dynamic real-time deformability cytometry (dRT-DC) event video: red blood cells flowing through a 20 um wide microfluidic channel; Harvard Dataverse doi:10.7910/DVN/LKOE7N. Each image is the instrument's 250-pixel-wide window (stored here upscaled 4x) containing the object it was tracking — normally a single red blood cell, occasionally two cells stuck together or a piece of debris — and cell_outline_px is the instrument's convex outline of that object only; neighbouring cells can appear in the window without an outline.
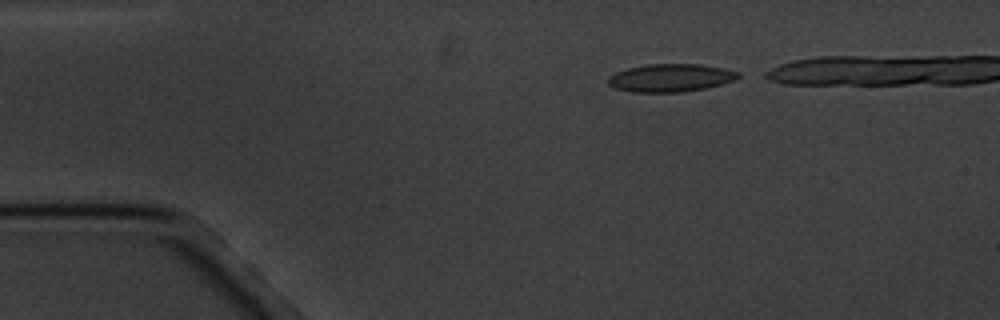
{"species": "common noctule bat (a hibernating species)", "species_latin": "Nyctalus noctula", "temperature_condition": "cold", "stored_images_in_passage": 3, "camera_frame_rate_fps": 3000, "um_per_image_px": 0.085, "animal": {"sex": "male", "body_mass_g": 20.1, "forearm_length_mm": 53.5}, "frame": {"image": 1, "passage_image": 1, "time_ms": 0.0, "image_size_px": [1000, 320], "cell_outline_px": [[740, 76], [732, 80], [720, 84], [704, 88], [680, 92], [632, 92], [616, 88], [608, 84], [608, 76], [616, 72], [628, 68], [648, 64], [700, 64], [724, 68], [740, 72]], "centroid_in_image_um": [56.98, 6.61], "position_along_channel_um": 28.0, "area_um2": 20.98}}